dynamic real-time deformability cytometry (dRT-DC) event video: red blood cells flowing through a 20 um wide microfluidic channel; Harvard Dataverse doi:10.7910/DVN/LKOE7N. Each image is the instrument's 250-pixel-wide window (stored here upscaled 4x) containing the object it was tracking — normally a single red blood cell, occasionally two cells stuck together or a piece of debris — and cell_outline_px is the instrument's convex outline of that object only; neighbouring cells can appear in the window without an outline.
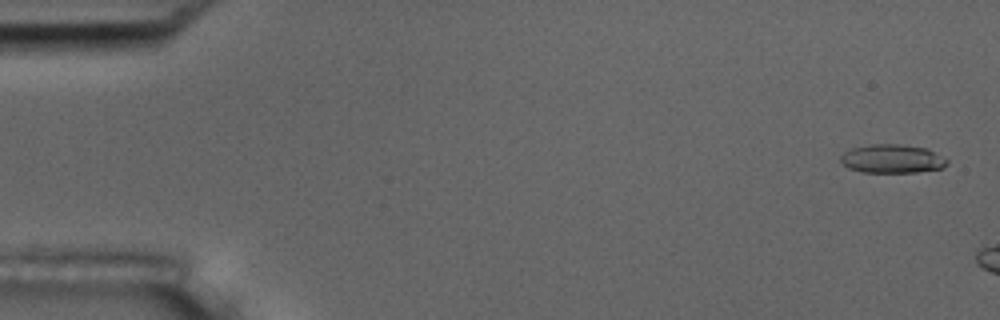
{"species": "common noctule bat (a hibernating species)", "species_latin": "Nyctalus noctula", "temperature_condition": "room temperature", "stored_images_in_passage": 7, "camera_frame_rate_fps": 3000, "um_per_image_px": 0.085, "animal": {"sex": "male", "body_mass_g": 17.5, "forearm_length_mm": 52.3}, "frame": {"image": 1, "passage_image": 2, "time_ms": 0.333, "image_size_px": [1000, 320], "cell_outline_px": [[948, 164], [944, 168], [916, 172], [860, 172], [848, 168], [840, 160], [840, 156], [844, 152], [852, 148], [872, 144], [900, 144], [928, 148], [948, 160]], "centroid_in_image_um": [75.85, 13.49], "position_along_channel_um": 9.2, "area_um2": 17.86}}